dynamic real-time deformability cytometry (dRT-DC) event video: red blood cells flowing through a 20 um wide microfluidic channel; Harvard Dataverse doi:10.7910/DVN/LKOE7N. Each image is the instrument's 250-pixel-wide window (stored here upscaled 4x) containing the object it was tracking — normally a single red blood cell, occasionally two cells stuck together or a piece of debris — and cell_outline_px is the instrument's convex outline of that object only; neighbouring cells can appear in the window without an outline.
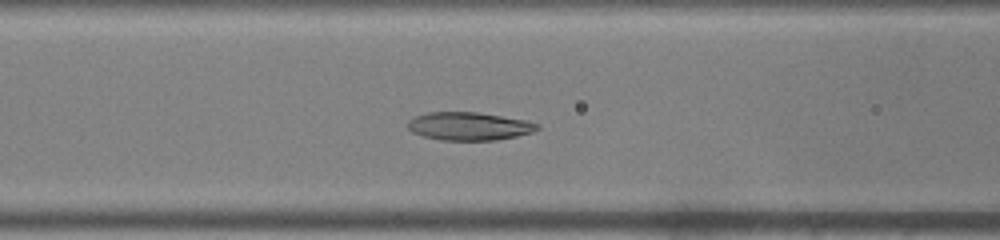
{"species": "common noctule bat (a hibernating species)", "species_latin": "Nyctalus noctula", "temperature_condition": "warm", "stored_images_in_passage": 48, "camera_frame_rate_fps": 3000, "um_per_image_px": 0.085, "animal": {"sex": "male", "body_mass_g": 19.0, "forearm_length_mm": 50.8}, "frame": {"image": 1, "passage_image": 17, "time_ms": 5.333, "image_size_px": [1000, 240], "cell_outline_px": [[540, 128], [532, 132], [516, 136], [496, 140], [440, 140], [424, 136], [412, 132], [408, 128], [408, 120], [416, 116], [428, 112], [476, 112], [528, 120], [540, 124]], "centroid_in_image_um": [39.89, 10.72], "position_along_channel_um": 126.7, "area_um2": 21.21}}
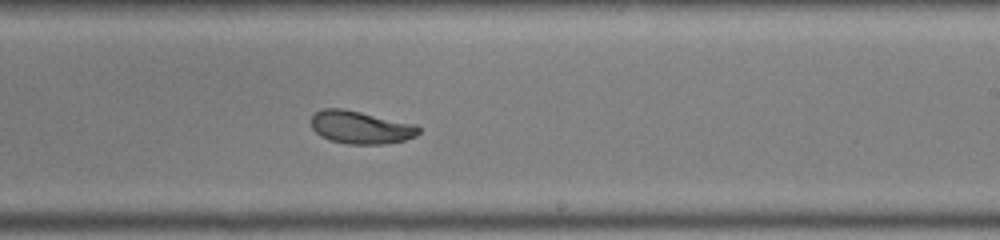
{"frame": {"image": 2, "passage_image": 27, "time_ms": 8.667, "image_size_px": [1000, 240], "cell_outline_px": [[420, 132], [416, 136], [404, 140], [384, 144], [348, 144], [332, 140], [320, 136], [312, 128], [312, 116], [316, 112], [324, 108], [344, 108], [416, 124], [420, 128]], "centroid_in_image_um": [30.67, 10.82], "position_along_channel_um": 258.3, "area_um2": 20.58}}
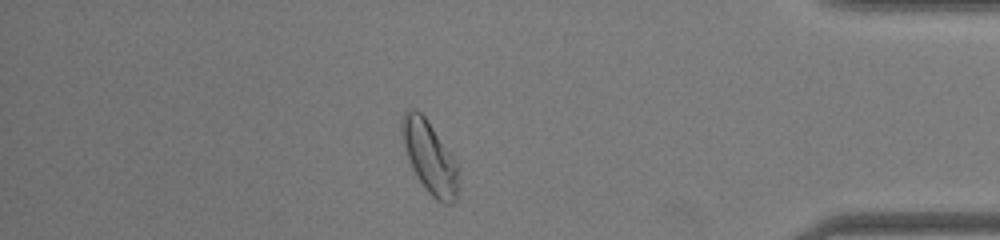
{"frame": {"image": 3, "passage_image": 40, "time_ms": 13.0, "image_size_px": [1000, 240], "cell_outline_px": [[460, 188], [456, 200], [452, 204], [444, 204], [436, 200], [428, 192], [416, 176], [412, 168], [400, 132], [400, 120], [404, 112], [408, 108], [412, 108], [420, 112], [428, 120], [452, 156], [456, 164]], "centroid_in_image_um": [36.52, 13.37], "position_along_channel_um": 398.7, "area_um2": 23.81}, "authors_computed_cell_mechanics": {"area_um2": 22.8021, "velocity_mm_per_s": 3.964, "shape_relaxation_time_tau1_ms": 7.2802, "shape_relaxation_time_tau2_ms": 2.3382, "deformation_change_tau1": 0.2088, "deformation_change_tau2": 0.0691}}